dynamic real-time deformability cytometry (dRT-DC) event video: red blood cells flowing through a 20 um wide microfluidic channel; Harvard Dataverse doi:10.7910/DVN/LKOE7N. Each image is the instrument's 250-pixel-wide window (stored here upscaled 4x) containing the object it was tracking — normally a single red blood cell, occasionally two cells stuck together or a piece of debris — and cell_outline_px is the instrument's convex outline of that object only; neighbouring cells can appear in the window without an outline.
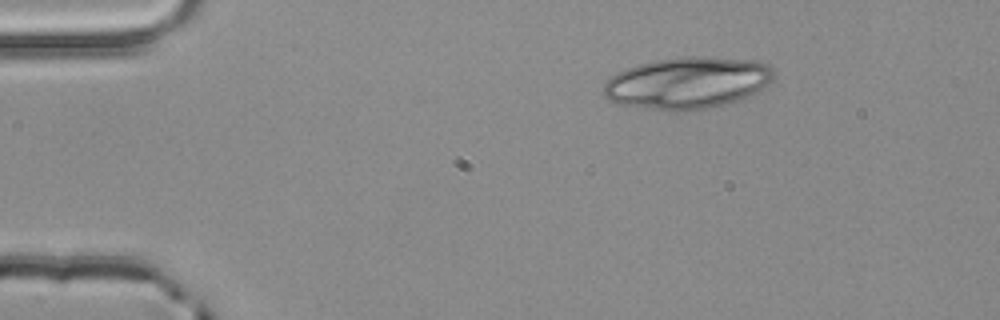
{"species": "common noctule bat (a hibernating species)", "species_latin": "Nyctalus noctula", "temperature_condition": "room temperature", "stored_images_in_passage": 2, "camera_frame_rate_fps": 3000, "um_per_image_px": 0.085, "animal": {"sex": "male", "body_mass_g": 20.4}, "frame": {"image": 1, "passage_image": 1, "time_ms": 0.0, "image_size_px": [1000, 320], "cell_outline_px": [[776, 76], [768, 84], [756, 92], [748, 96], [724, 104], [708, 108], [684, 112], [676, 112], [620, 104], [608, 100], [604, 96], [604, 84], [616, 72], [640, 64], [656, 60], [684, 56], [708, 56], [760, 60], [768, 64], [772, 68]], "centroid_in_image_um": [58.47, 7.03], "position_along_channel_um": 26.5, "area_um2": 51.67}}